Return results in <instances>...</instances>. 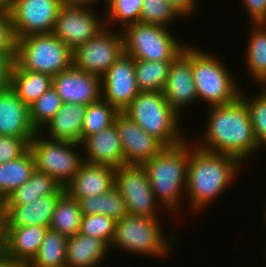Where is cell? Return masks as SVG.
Returning a JSON list of instances; mask_svg holds the SVG:
<instances>
[{
  "mask_svg": "<svg viewBox=\"0 0 266 267\" xmlns=\"http://www.w3.org/2000/svg\"><path fill=\"white\" fill-rule=\"evenodd\" d=\"M188 162L189 140L186 139L177 146L165 147L158 155L142 164L156 200L168 212L171 211L170 214L175 212L177 215L180 197L186 192Z\"/></svg>",
  "mask_w": 266,
  "mask_h": 267,
  "instance_id": "cell-3",
  "label": "cell"
},
{
  "mask_svg": "<svg viewBox=\"0 0 266 267\" xmlns=\"http://www.w3.org/2000/svg\"><path fill=\"white\" fill-rule=\"evenodd\" d=\"M37 131L30 120L29 106L10 87L0 90V135L22 138L28 143Z\"/></svg>",
  "mask_w": 266,
  "mask_h": 267,
  "instance_id": "cell-18",
  "label": "cell"
},
{
  "mask_svg": "<svg viewBox=\"0 0 266 267\" xmlns=\"http://www.w3.org/2000/svg\"><path fill=\"white\" fill-rule=\"evenodd\" d=\"M76 200L82 216L103 214L117 221L128 215L125 201L115 186L102 195Z\"/></svg>",
  "mask_w": 266,
  "mask_h": 267,
  "instance_id": "cell-28",
  "label": "cell"
},
{
  "mask_svg": "<svg viewBox=\"0 0 266 267\" xmlns=\"http://www.w3.org/2000/svg\"><path fill=\"white\" fill-rule=\"evenodd\" d=\"M240 97L247 105L254 136L258 144L266 148V97L260 92L254 97L247 98L243 93H240Z\"/></svg>",
  "mask_w": 266,
  "mask_h": 267,
  "instance_id": "cell-37",
  "label": "cell"
},
{
  "mask_svg": "<svg viewBox=\"0 0 266 267\" xmlns=\"http://www.w3.org/2000/svg\"><path fill=\"white\" fill-rule=\"evenodd\" d=\"M63 194H50L28 205H6L8 227H49L56 204Z\"/></svg>",
  "mask_w": 266,
  "mask_h": 267,
  "instance_id": "cell-21",
  "label": "cell"
},
{
  "mask_svg": "<svg viewBox=\"0 0 266 267\" xmlns=\"http://www.w3.org/2000/svg\"><path fill=\"white\" fill-rule=\"evenodd\" d=\"M174 6L183 18H188L195 13L198 0H166Z\"/></svg>",
  "mask_w": 266,
  "mask_h": 267,
  "instance_id": "cell-43",
  "label": "cell"
},
{
  "mask_svg": "<svg viewBox=\"0 0 266 267\" xmlns=\"http://www.w3.org/2000/svg\"><path fill=\"white\" fill-rule=\"evenodd\" d=\"M265 206H266V203L264 204ZM264 214H265V217H266V207H265V209H264ZM265 223H264V225L266 224V220L264 221ZM266 226H264V228H265Z\"/></svg>",
  "mask_w": 266,
  "mask_h": 267,
  "instance_id": "cell-49",
  "label": "cell"
},
{
  "mask_svg": "<svg viewBox=\"0 0 266 267\" xmlns=\"http://www.w3.org/2000/svg\"><path fill=\"white\" fill-rule=\"evenodd\" d=\"M62 187L53 177L34 170L31 177L5 200L6 205H28L29 202L50 194H64Z\"/></svg>",
  "mask_w": 266,
  "mask_h": 267,
  "instance_id": "cell-26",
  "label": "cell"
},
{
  "mask_svg": "<svg viewBox=\"0 0 266 267\" xmlns=\"http://www.w3.org/2000/svg\"><path fill=\"white\" fill-rule=\"evenodd\" d=\"M80 144L86 157L83 158L85 162L115 169L125 165L120 136L115 123L94 135L85 137Z\"/></svg>",
  "mask_w": 266,
  "mask_h": 267,
  "instance_id": "cell-19",
  "label": "cell"
},
{
  "mask_svg": "<svg viewBox=\"0 0 266 267\" xmlns=\"http://www.w3.org/2000/svg\"><path fill=\"white\" fill-rule=\"evenodd\" d=\"M63 5H68V6H78V7H86V8H94L93 4H97L99 0H61ZM105 8L107 6V1L108 0H103Z\"/></svg>",
  "mask_w": 266,
  "mask_h": 267,
  "instance_id": "cell-45",
  "label": "cell"
},
{
  "mask_svg": "<svg viewBox=\"0 0 266 267\" xmlns=\"http://www.w3.org/2000/svg\"><path fill=\"white\" fill-rule=\"evenodd\" d=\"M252 24L266 23V0H242Z\"/></svg>",
  "mask_w": 266,
  "mask_h": 267,
  "instance_id": "cell-41",
  "label": "cell"
},
{
  "mask_svg": "<svg viewBox=\"0 0 266 267\" xmlns=\"http://www.w3.org/2000/svg\"><path fill=\"white\" fill-rule=\"evenodd\" d=\"M118 113L119 111L102 97L88 104L83 120L81 141L85 137L94 135L114 124L115 117Z\"/></svg>",
  "mask_w": 266,
  "mask_h": 267,
  "instance_id": "cell-33",
  "label": "cell"
},
{
  "mask_svg": "<svg viewBox=\"0 0 266 267\" xmlns=\"http://www.w3.org/2000/svg\"><path fill=\"white\" fill-rule=\"evenodd\" d=\"M14 0H0V11L9 12Z\"/></svg>",
  "mask_w": 266,
  "mask_h": 267,
  "instance_id": "cell-47",
  "label": "cell"
},
{
  "mask_svg": "<svg viewBox=\"0 0 266 267\" xmlns=\"http://www.w3.org/2000/svg\"><path fill=\"white\" fill-rule=\"evenodd\" d=\"M0 267H27V265L0 253Z\"/></svg>",
  "mask_w": 266,
  "mask_h": 267,
  "instance_id": "cell-46",
  "label": "cell"
},
{
  "mask_svg": "<svg viewBox=\"0 0 266 267\" xmlns=\"http://www.w3.org/2000/svg\"><path fill=\"white\" fill-rule=\"evenodd\" d=\"M13 60L4 53H0V90L10 85V72Z\"/></svg>",
  "mask_w": 266,
  "mask_h": 267,
  "instance_id": "cell-42",
  "label": "cell"
},
{
  "mask_svg": "<svg viewBox=\"0 0 266 267\" xmlns=\"http://www.w3.org/2000/svg\"><path fill=\"white\" fill-rule=\"evenodd\" d=\"M15 62L33 72L55 76L73 65V51L53 33L17 40Z\"/></svg>",
  "mask_w": 266,
  "mask_h": 267,
  "instance_id": "cell-7",
  "label": "cell"
},
{
  "mask_svg": "<svg viewBox=\"0 0 266 267\" xmlns=\"http://www.w3.org/2000/svg\"><path fill=\"white\" fill-rule=\"evenodd\" d=\"M114 186L123 197L129 215L158 218V201L142 165H123L117 168Z\"/></svg>",
  "mask_w": 266,
  "mask_h": 267,
  "instance_id": "cell-11",
  "label": "cell"
},
{
  "mask_svg": "<svg viewBox=\"0 0 266 267\" xmlns=\"http://www.w3.org/2000/svg\"><path fill=\"white\" fill-rule=\"evenodd\" d=\"M82 213L79 201L65 192L58 200L49 228L72 237L79 233Z\"/></svg>",
  "mask_w": 266,
  "mask_h": 267,
  "instance_id": "cell-29",
  "label": "cell"
},
{
  "mask_svg": "<svg viewBox=\"0 0 266 267\" xmlns=\"http://www.w3.org/2000/svg\"><path fill=\"white\" fill-rule=\"evenodd\" d=\"M157 219L128 214L117 220L109 247L136 255L165 258L179 238L175 234L165 237Z\"/></svg>",
  "mask_w": 266,
  "mask_h": 267,
  "instance_id": "cell-5",
  "label": "cell"
},
{
  "mask_svg": "<svg viewBox=\"0 0 266 267\" xmlns=\"http://www.w3.org/2000/svg\"><path fill=\"white\" fill-rule=\"evenodd\" d=\"M207 112L203 137L193 140L198 148L233 156L242 164L262 149L254 136L247 105L240 96L231 103L211 106Z\"/></svg>",
  "mask_w": 266,
  "mask_h": 267,
  "instance_id": "cell-1",
  "label": "cell"
},
{
  "mask_svg": "<svg viewBox=\"0 0 266 267\" xmlns=\"http://www.w3.org/2000/svg\"><path fill=\"white\" fill-rule=\"evenodd\" d=\"M67 241L66 236L48 228L37 255L27 267H66Z\"/></svg>",
  "mask_w": 266,
  "mask_h": 267,
  "instance_id": "cell-31",
  "label": "cell"
},
{
  "mask_svg": "<svg viewBox=\"0 0 266 267\" xmlns=\"http://www.w3.org/2000/svg\"><path fill=\"white\" fill-rule=\"evenodd\" d=\"M109 248L105 241L81 233L68 237L66 267H98Z\"/></svg>",
  "mask_w": 266,
  "mask_h": 267,
  "instance_id": "cell-24",
  "label": "cell"
},
{
  "mask_svg": "<svg viewBox=\"0 0 266 267\" xmlns=\"http://www.w3.org/2000/svg\"><path fill=\"white\" fill-rule=\"evenodd\" d=\"M8 233V222L5 200L0 199V253L5 250Z\"/></svg>",
  "mask_w": 266,
  "mask_h": 267,
  "instance_id": "cell-44",
  "label": "cell"
},
{
  "mask_svg": "<svg viewBox=\"0 0 266 267\" xmlns=\"http://www.w3.org/2000/svg\"><path fill=\"white\" fill-rule=\"evenodd\" d=\"M258 84L261 86L260 89H263L261 90L262 92L260 91V93L266 97V77Z\"/></svg>",
  "mask_w": 266,
  "mask_h": 267,
  "instance_id": "cell-48",
  "label": "cell"
},
{
  "mask_svg": "<svg viewBox=\"0 0 266 267\" xmlns=\"http://www.w3.org/2000/svg\"><path fill=\"white\" fill-rule=\"evenodd\" d=\"M164 147H173L186 139L182 135L181 116L168 104L162 91H145L122 111Z\"/></svg>",
  "mask_w": 266,
  "mask_h": 267,
  "instance_id": "cell-4",
  "label": "cell"
},
{
  "mask_svg": "<svg viewBox=\"0 0 266 267\" xmlns=\"http://www.w3.org/2000/svg\"><path fill=\"white\" fill-rule=\"evenodd\" d=\"M218 58L192 46V72L197 97L210 107L231 103L242 92L229 68Z\"/></svg>",
  "mask_w": 266,
  "mask_h": 267,
  "instance_id": "cell-6",
  "label": "cell"
},
{
  "mask_svg": "<svg viewBox=\"0 0 266 267\" xmlns=\"http://www.w3.org/2000/svg\"><path fill=\"white\" fill-rule=\"evenodd\" d=\"M105 27L95 37L73 51V65L81 71L102 77L124 54L123 33Z\"/></svg>",
  "mask_w": 266,
  "mask_h": 267,
  "instance_id": "cell-10",
  "label": "cell"
},
{
  "mask_svg": "<svg viewBox=\"0 0 266 267\" xmlns=\"http://www.w3.org/2000/svg\"><path fill=\"white\" fill-rule=\"evenodd\" d=\"M120 31L124 38V53L134 59L157 62L174 60L187 45L163 26L138 22Z\"/></svg>",
  "mask_w": 266,
  "mask_h": 267,
  "instance_id": "cell-8",
  "label": "cell"
},
{
  "mask_svg": "<svg viewBox=\"0 0 266 267\" xmlns=\"http://www.w3.org/2000/svg\"><path fill=\"white\" fill-rule=\"evenodd\" d=\"M48 228L43 226L8 227L7 242L3 253L28 265L37 255Z\"/></svg>",
  "mask_w": 266,
  "mask_h": 267,
  "instance_id": "cell-23",
  "label": "cell"
},
{
  "mask_svg": "<svg viewBox=\"0 0 266 267\" xmlns=\"http://www.w3.org/2000/svg\"><path fill=\"white\" fill-rule=\"evenodd\" d=\"M115 226L116 220L112 217L103 214L84 215L81 218L79 233L101 239L110 245L114 237Z\"/></svg>",
  "mask_w": 266,
  "mask_h": 267,
  "instance_id": "cell-38",
  "label": "cell"
},
{
  "mask_svg": "<svg viewBox=\"0 0 266 267\" xmlns=\"http://www.w3.org/2000/svg\"><path fill=\"white\" fill-rule=\"evenodd\" d=\"M115 170L110 166L84 161L65 190L74 199L102 195L114 186Z\"/></svg>",
  "mask_w": 266,
  "mask_h": 267,
  "instance_id": "cell-20",
  "label": "cell"
},
{
  "mask_svg": "<svg viewBox=\"0 0 266 267\" xmlns=\"http://www.w3.org/2000/svg\"><path fill=\"white\" fill-rule=\"evenodd\" d=\"M100 17L92 8L62 5L52 33L74 51L106 27Z\"/></svg>",
  "mask_w": 266,
  "mask_h": 267,
  "instance_id": "cell-13",
  "label": "cell"
},
{
  "mask_svg": "<svg viewBox=\"0 0 266 267\" xmlns=\"http://www.w3.org/2000/svg\"><path fill=\"white\" fill-rule=\"evenodd\" d=\"M163 94L168 104L181 116L183 109L198 101L192 72V46L186 45L173 61ZM182 111V112H181Z\"/></svg>",
  "mask_w": 266,
  "mask_h": 267,
  "instance_id": "cell-15",
  "label": "cell"
},
{
  "mask_svg": "<svg viewBox=\"0 0 266 267\" xmlns=\"http://www.w3.org/2000/svg\"><path fill=\"white\" fill-rule=\"evenodd\" d=\"M172 61L157 62L135 59V76L139 91H163Z\"/></svg>",
  "mask_w": 266,
  "mask_h": 267,
  "instance_id": "cell-32",
  "label": "cell"
},
{
  "mask_svg": "<svg viewBox=\"0 0 266 267\" xmlns=\"http://www.w3.org/2000/svg\"><path fill=\"white\" fill-rule=\"evenodd\" d=\"M183 17L178 10L166 0H143L140 23L169 28L175 19Z\"/></svg>",
  "mask_w": 266,
  "mask_h": 267,
  "instance_id": "cell-36",
  "label": "cell"
},
{
  "mask_svg": "<svg viewBox=\"0 0 266 267\" xmlns=\"http://www.w3.org/2000/svg\"><path fill=\"white\" fill-rule=\"evenodd\" d=\"M114 123L120 136L125 165H142L165 148L123 112L116 115Z\"/></svg>",
  "mask_w": 266,
  "mask_h": 267,
  "instance_id": "cell-16",
  "label": "cell"
},
{
  "mask_svg": "<svg viewBox=\"0 0 266 267\" xmlns=\"http://www.w3.org/2000/svg\"><path fill=\"white\" fill-rule=\"evenodd\" d=\"M53 88L63 103L88 105L101 98V77L74 65L53 76Z\"/></svg>",
  "mask_w": 266,
  "mask_h": 267,
  "instance_id": "cell-17",
  "label": "cell"
},
{
  "mask_svg": "<svg viewBox=\"0 0 266 267\" xmlns=\"http://www.w3.org/2000/svg\"><path fill=\"white\" fill-rule=\"evenodd\" d=\"M253 25L244 61L249 76H252L258 85L266 77V23Z\"/></svg>",
  "mask_w": 266,
  "mask_h": 267,
  "instance_id": "cell-30",
  "label": "cell"
},
{
  "mask_svg": "<svg viewBox=\"0 0 266 267\" xmlns=\"http://www.w3.org/2000/svg\"><path fill=\"white\" fill-rule=\"evenodd\" d=\"M63 102L53 86L29 106L30 120L37 132L56 115Z\"/></svg>",
  "mask_w": 266,
  "mask_h": 267,
  "instance_id": "cell-35",
  "label": "cell"
},
{
  "mask_svg": "<svg viewBox=\"0 0 266 267\" xmlns=\"http://www.w3.org/2000/svg\"><path fill=\"white\" fill-rule=\"evenodd\" d=\"M53 76L22 69L15 61L10 72V87L27 106L52 87Z\"/></svg>",
  "mask_w": 266,
  "mask_h": 267,
  "instance_id": "cell-25",
  "label": "cell"
},
{
  "mask_svg": "<svg viewBox=\"0 0 266 267\" xmlns=\"http://www.w3.org/2000/svg\"><path fill=\"white\" fill-rule=\"evenodd\" d=\"M139 92L135 59L124 53L101 77V97L122 112Z\"/></svg>",
  "mask_w": 266,
  "mask_h": 267,
  "instance_id": "cell-14",
  "label": "cell"
},
{
  "mask_svg": "<svg viewBox=\"0 0 266 267\" xmlns=\"http://www.w3.org/2000/svg\"><path fill=\"white\" fill-rule=\"evenodd\" d=\"M61 0H14L9 14L16 39L53 32Z\"/></svg>",
  "mask_w": 266,
  "mask_h": 267,
  "instance_id": "cell-12",
  "label": "cell"
},
{
  "mask_svg": "<svg viewBox=\"0 0 266 267\" xmlns=\"http://www.w3.org/2000/svg\"><path fill=\"white\" fill-rule=\"evenodd\" d=\"M191 143L185 196L192 211L198 212L234 183L242 164L233 156L209 152Z\"/></svg>",
  "mask_w": 266,
  "mask_h": 267,
  "instance_id": "cell-2",
  "label": "cell"
},
{
  "mask_svg": "<svg viewBox=\"0 0 266 267\" xmlns=\"http://www.w3.org/2000/svg\"><path fill=\"white\" fill-rule=\"evenodd\" d=\"M17 39L9 12L0 11V53L7 54L13 61L16 57Z\"/></svg>",
  "mask_w": 266,
  "mask_h": 267,
  "instance_id": "cell-39",
  "label": "cell"
},
{
  "mask_svg": "<svg viewBox=\"0 0 266 267\" xmlns=\"http://www.w3.org/2000/svg\"><path fill=\"white\" fill-rule=\"evenodd\" d=\"M28 150L29 143L26 140L0 135V163L19 158Z\"/></svg>",
  "mask_w": 266,
  "mask_h": 267,
  "instance_id": "cell-40",
  "label": "cell"
},
{
  "mask_svg": "<svg viewBox=\"0 0 266 267\" xmlns=\"http://www.w3.org/2000/svg\"><path fill=\"white\" fill-rule=\"evenodd\" d=\"M143 0H108L104 14L105 26L112 28L121 23L122 29L140 21ZM118 21V22H117ZM112 26V27H111Z\"/></svg>",
  "mask_w": 266,
  "mask_h": 267,
  "instance_id": "cell-34",
  "label": "cell"
},
{
  "mask_svg": "<svg viewBox=\"0 0 266 267\" xmlns=\"http://www.w3.org/2000/svg\"><path fill=\"white\" fill-rule=\"evenodd\" d=\"M80 143L48 139L37 132L29 143L35 169L53 177L62 187H66L84 162L75 150Z\"/></svg>",
  "mask_w": 266,
  "mask_h": 267,
  "instance_id": "cell-9",
  "label": "cell"
},
{
  "mask_svg": "<svg viewBox=\"0 0 266 267\" xmlns=\"http://www.w3.org/2000/svg\"><path fill=\"white\" fill-rule=\"evenodd\" d=\"M34 170L35 161L30 150L19 158L0 163V199L6 200L30 179Z\"/></svg>",
  "mask_w": 266,
  "mask_h": 267,
  "instance_id": "cell-27",
  "label": "cell"
},
{
  "mask_svg": "<svg viewBox=\"0 0 266 267\" xmlns=\"http://www.w3.org/2000/svg\"><path fill=\"white\" fill-rule=\"evenodd\" d=\"M86 105L63 103L56 115L43 127L47 131L41 134L46 138L72 143H81L83 120Z\"/></svg>",
  "mask_w": 266,
  "mask_h": 267,
  "instance_id": "cell-22",
  "label": "cell"
}]
</instances>
